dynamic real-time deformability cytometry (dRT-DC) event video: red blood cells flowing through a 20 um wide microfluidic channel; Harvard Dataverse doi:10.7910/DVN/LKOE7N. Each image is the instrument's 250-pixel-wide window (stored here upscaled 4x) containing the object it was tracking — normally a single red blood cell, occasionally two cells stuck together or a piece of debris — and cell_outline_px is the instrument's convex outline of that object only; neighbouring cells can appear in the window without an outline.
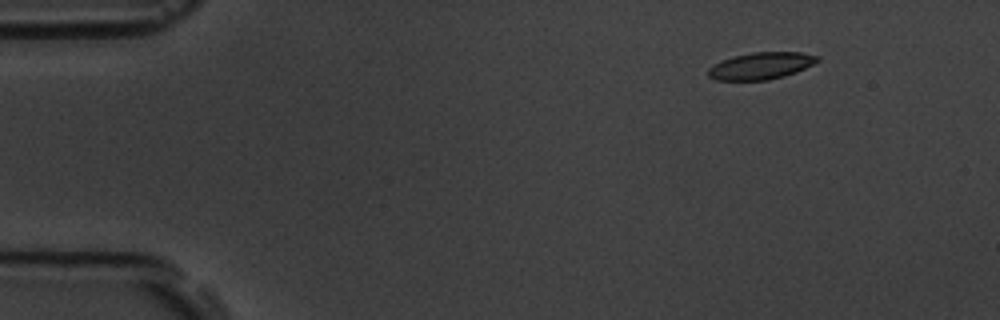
{"species": "common noctule bat (a hibernating species)", "species_latin": "Nyctalus noctula", "temperature_condition": "room temperature", "stored_images_in_passage": 5, "segment_of_instrument_passage": [1, 2], "camera_frame_rate_fps": 3000, "um_per_image_px": 0.085, "animal": {"sex": "male", "body_mass_g": 19.5, "forearm_length_mm": 54.6}, "frame": {"image": 1, "passage_image": 1, "time_ms": 0.0, "image_size_px": [1000, 320], "cell_outline_px": [[820, 60], [796, 72], [784, 76], [768, 80], [716, 80], [708, 76], [708, 68], [720, 60], [752, 52], [800, 52], [820, 56]], "centroid_in_image_um": [64.68, 5.59], "position_along_channel_um": 20.3, "area_um2": 17.11}}